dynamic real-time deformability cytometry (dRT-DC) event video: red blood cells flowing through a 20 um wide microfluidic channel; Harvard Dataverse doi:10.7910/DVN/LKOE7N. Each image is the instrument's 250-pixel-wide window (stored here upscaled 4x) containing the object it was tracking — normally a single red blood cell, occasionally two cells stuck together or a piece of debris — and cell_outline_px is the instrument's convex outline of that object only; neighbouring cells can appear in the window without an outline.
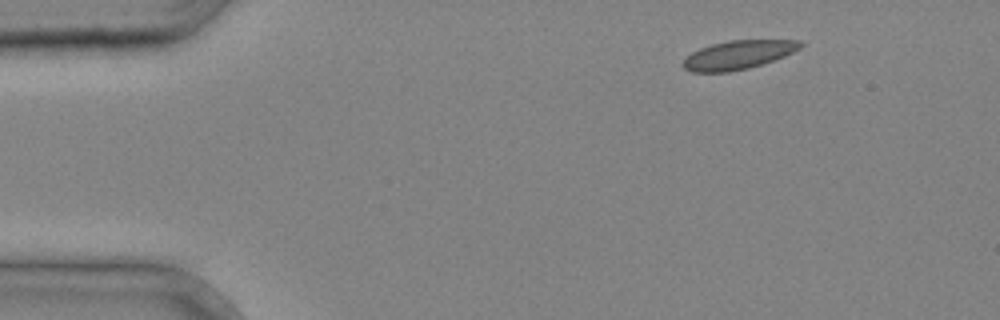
{"species": "common noctule bat (a hibernating species)", "species_latin": "Nyctalus noctula", "temperature_condition": "cold", "stored_images_in_passage": 4, "camera_frame_rate_fps": 3000, "um_per_image_px": 0.085, "animal": {"sex": "male", "body_mass_g": 20.4}, "frame": {"image": 1, "passage_image": 1, "time_ms": 0.0, "image_size_px": [1000, 320], "cell_outline_px": [[804, 44], [800, 48], [784, 56], [748, 68], [728, 72], [692, 72], [684, 68], [680, 64], [692, 52], [700, 48], [712, 44], [728, 40], [800, 40]], "centroid_in_image_um": [62.72, 4.66], "position_along_channel_um": 22.3, "area_um2": 19.48}}
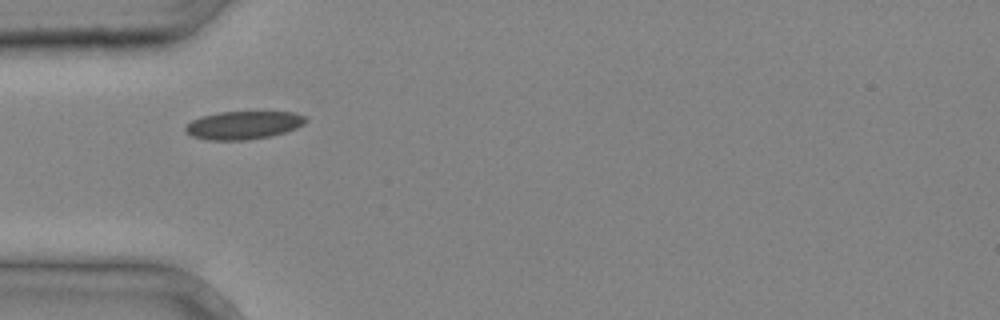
{"frame": {"image": 2, "passage_image": 3, "time_ms": 0.667, "image_size_px": [1000, 320], "cell_outline_px": [[308, 120], [304, 124], [296, 128], [284, 132], [268, 136], [248, 140], [208, 140], [192, 136], [184, 132], [184, 128], [192, 120], [204, 116], [220, 112], [292, 112], [304, 116]], "centroid_in_image_um": [20.68, 10.64], "position_along_channel_um": 64.3, "area_um2": 19.54}}